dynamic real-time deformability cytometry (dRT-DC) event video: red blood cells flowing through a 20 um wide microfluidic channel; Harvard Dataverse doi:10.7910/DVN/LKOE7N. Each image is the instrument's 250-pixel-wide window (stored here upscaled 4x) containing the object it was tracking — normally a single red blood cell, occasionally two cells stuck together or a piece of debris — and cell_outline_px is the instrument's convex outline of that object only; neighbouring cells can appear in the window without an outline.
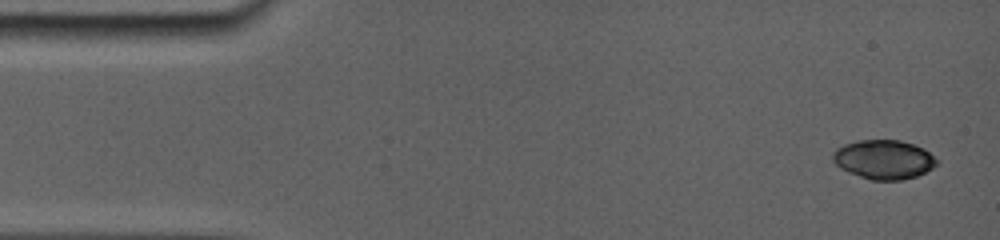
{"species": "common noctule bat (a hibernating species)", "species_latin": "Nyctalus noctula", "temperature_condition": "room temperature", "stored_images_in_passage": 13, "camera_frame_rate_fps": 5000, "um_per_image_px": 0.085, "animal": {"sex": "female", "body_mass_g": 19.0, "forearm_length_mm": 56.7}, "frame": {"image": 1, "passage_image": 1, "time_ms": 0.0, "image_size_px": [1000, 240], "cell_outline_px": [[936, 164], [932, 168], [916, 176], [900, 180], [872, 180], [860, 176], [836, 164], [836, 152], [840, 148], [848, 144], [864, 140], [896, 140], [912, 144], [928, 152], [936, 160]], "centroid_in_image_um": [75.19, 13.57], "position_along_channel_um": 9.8, "area_um2": 22.48}}
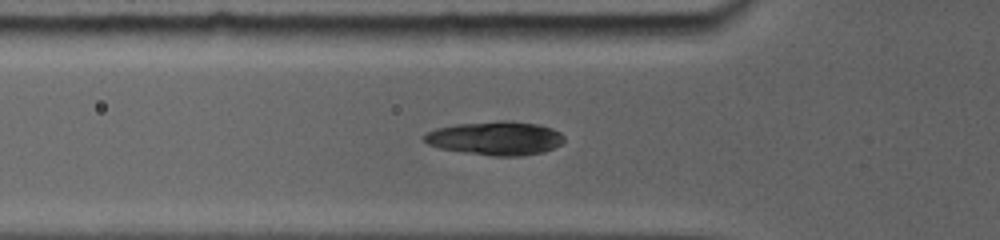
{"frame": {"image": 2, "passage_image": 8, "time_ms": 4.8, "image_size_px": [1000, 240], "cell_outline_px": [[564, 140], [560, 144], [544, 152], [520, 156], [492, 156], [464, 152], [440, 148], [428, 144], [424, 140], [424, 136], [428, 132], [440, 128], [456, 124], [500, 120], [504, 120], [536, 124], [560, 132], [564, 136]], "centroid_in_image_um": [42.13, 11.75], "position_along_channel_um": 83.7, "area_um2": 27.17}}
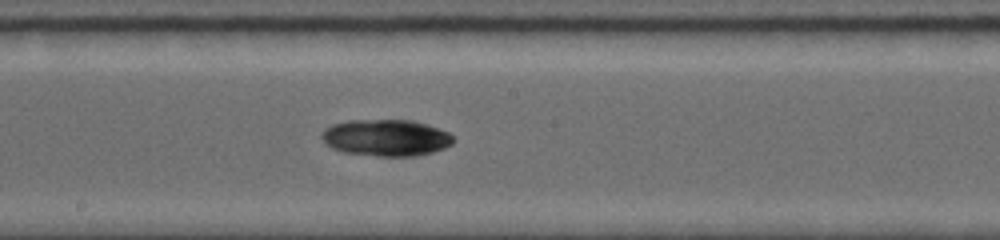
{"frame": {"image": 3, "passage_image": 13, "time_ms": 8.2, "image_size_px": [1000, 240], "cell_outline_px": [[456, 140], [452, 144], [444, 148], [432, 152], [412, 156], [380, 156], [344, 152], [332, 148], [320, 136], [324, 128], [332, 124], [352, 120], [412, 120], [448, 132]], "centroid_in_image_um": [32.81, 11.7], "position_along_channel_um": 215.4, "area_um2": 27.86}}